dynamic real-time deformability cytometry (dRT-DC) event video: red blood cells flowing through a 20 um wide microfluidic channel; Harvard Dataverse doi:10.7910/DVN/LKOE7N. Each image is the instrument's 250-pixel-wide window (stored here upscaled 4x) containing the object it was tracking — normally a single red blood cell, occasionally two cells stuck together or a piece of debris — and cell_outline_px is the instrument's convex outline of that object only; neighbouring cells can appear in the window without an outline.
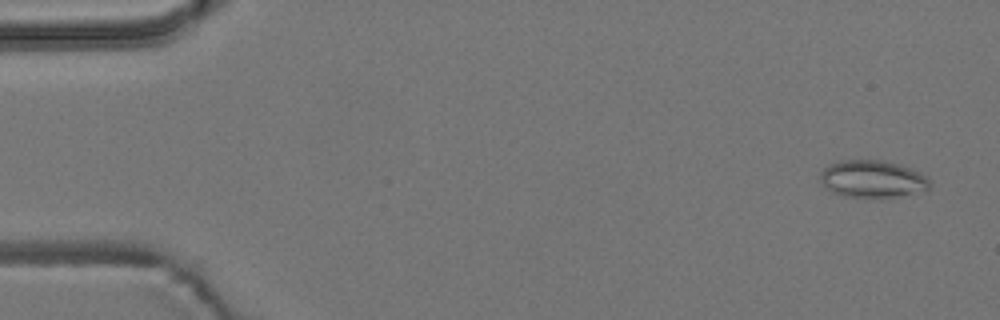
{"species": "common noctule bat (a hibernating species)", "species_latin": "Nyctalus noctula", "temperature_condition": "room temperature", "stored_images_in_passage": 5, "camera_frame_rate_fps": 3000, "um_per_image_px": 0.085, "animal": {"sex": "male", "body_mass_g": 19.2, "forearm_length_mm": 51.8}, "frame": {"image": 1, "passage_image": 1, "time_ms": 0.0, "image_size_px": [1000, 320], "cell_outline_px": [[932, 184], [928, 188], [880, 200], [844, 196], [832, 192], [820, 180], [820, 172], [828, 164], [840, 160], [884, 160], [912, 168], [928, 176]], "centroid_in_image_um": [74.15, 15.22], "position_along_channel_um": 10.8, "area_um2": 24.22}}